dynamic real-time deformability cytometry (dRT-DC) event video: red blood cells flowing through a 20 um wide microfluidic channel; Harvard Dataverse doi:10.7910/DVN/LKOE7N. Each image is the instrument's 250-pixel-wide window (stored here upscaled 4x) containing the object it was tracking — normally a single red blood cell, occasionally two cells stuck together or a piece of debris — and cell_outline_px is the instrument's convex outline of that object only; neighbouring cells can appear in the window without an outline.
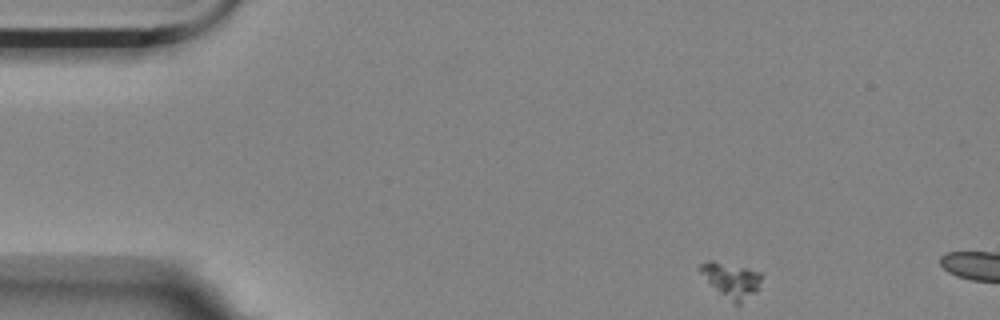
{"species": "Egyptian fruit bat (a non-hibernating species)", "species_latin": "Rousettus aegyptiacus", "temperature_condition": "room temperature", "stored_images_in_passage": 10, "camera_frame_rate_fps": 3000, "um_per_image_px": 0.085, "animal": {"sex": "female"}, "frame": {"image": 1, "passage_image": 1, "time_ms": 0.0, "image_size_px": [1000, 320], "cell_outline_px": [[764, 276], [760, 288], [740, 304], [736, 304], [708, 284], [696, 268], [700, 264], [708, 260], [712, 260], [748, 268], [764, 272]], "centroid_in_image_um": [62.18, 23.77], "position_along_channel_um": 22.8, "area_um2": 12.89}}